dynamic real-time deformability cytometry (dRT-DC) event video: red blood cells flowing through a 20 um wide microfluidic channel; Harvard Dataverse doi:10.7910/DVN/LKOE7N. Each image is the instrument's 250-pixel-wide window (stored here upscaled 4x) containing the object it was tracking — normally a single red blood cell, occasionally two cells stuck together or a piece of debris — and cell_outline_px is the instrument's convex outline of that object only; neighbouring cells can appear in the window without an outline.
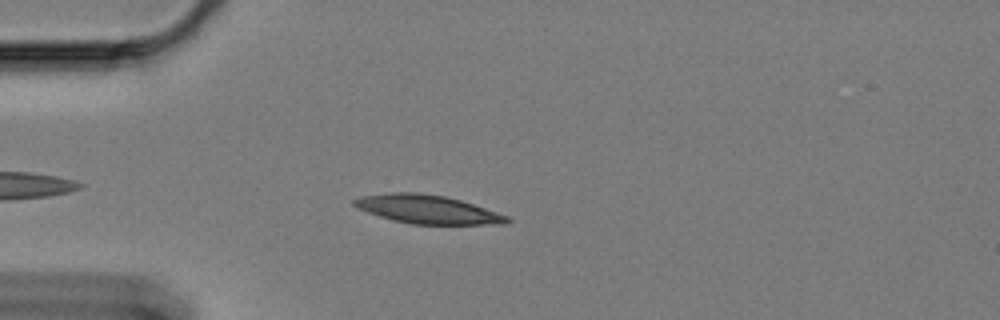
{"species": "Egyptian fruit bat (a non-hibernating species)", "species_latin": "Rousettus aegyptiacus", "temperature_condition": "cold", "stored_images_in_passage": 47, "camera_frame_rate_fps": 3000, "um_per_image_px": 0.085, "animal": {"sex": "female"}, "frame": {"image": 1, "passage_image": 7, "time_ms": 2.0, "image_size_px": [1000, 320], "cell_outline_px": [[512, 220], [504, 224], [412, 224], [392, 220], [368, 212], [352, 204], [352, 200], [360, 196], [392, 192], [420, 192], [444, 196], [460, 200], [508, 216]], "centroid_in_image_um": [36.31, 17.79], "position_along_channel_um": 48.7, "area_um2": 25.2}}
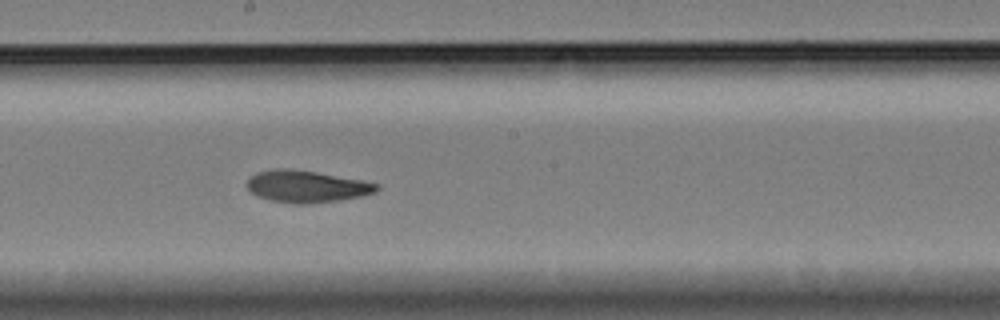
{"frame": {"image": 2, "passage_image": 24, "time_ms": 7.667, "image_size_px": [1000, 320], "cell_outline_px": [[380, 188], [376, 192], [360, 196], [312, 204], [292, 204], [272, 200], [256, 196], [248, 188], [248, 180], [256, 172], [276, 168], [288, 168], [316, 172], [364, 180], [380, 184]], "centroid_in_image_um": [26.08, 15.84], "position_along_channel_um": 222.1, "area_um2": 24.16}}
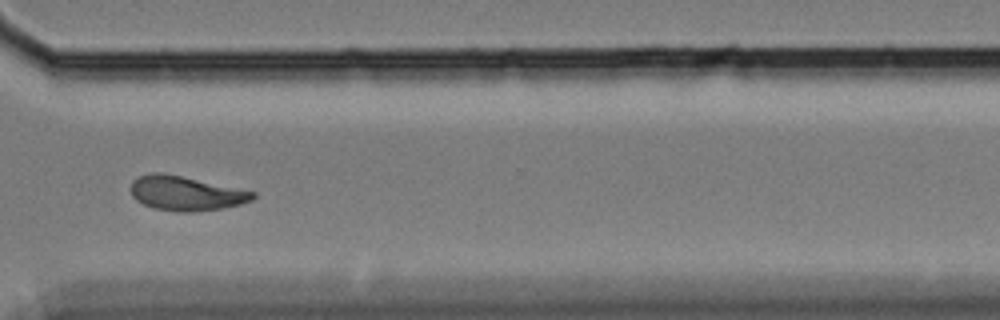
{"frame": {"image": 3, "passage_image": 36, "time_ms": 11.667, "image_size_px": [1000, 320], "cell_outline_px": [[256, 196], [252, 200], [240, 204], [224, 208], [196, 212], [176, 212], [152, 208], [136, 200], [132, 196], [132, 180], [140, 176], [152, 172], [160, 172], [180, 176], [256, 192]], "centroid_in_image_um": [15.79, 16.45], "position_along_channel_um": 354.8, "area_um2": 24.39}, "authors_computed_cell_mechanics": {"area_um2": 24.3916, "velocity_mm_per_s": 3.3201, "shape_relaxation_time_tau1_ms": 11.0637, "shape_relaxation_time_tau2_ms": 5.0053, "deformation_change_tau1": 0.216, "deformation_change_tau2": 0.1122}}